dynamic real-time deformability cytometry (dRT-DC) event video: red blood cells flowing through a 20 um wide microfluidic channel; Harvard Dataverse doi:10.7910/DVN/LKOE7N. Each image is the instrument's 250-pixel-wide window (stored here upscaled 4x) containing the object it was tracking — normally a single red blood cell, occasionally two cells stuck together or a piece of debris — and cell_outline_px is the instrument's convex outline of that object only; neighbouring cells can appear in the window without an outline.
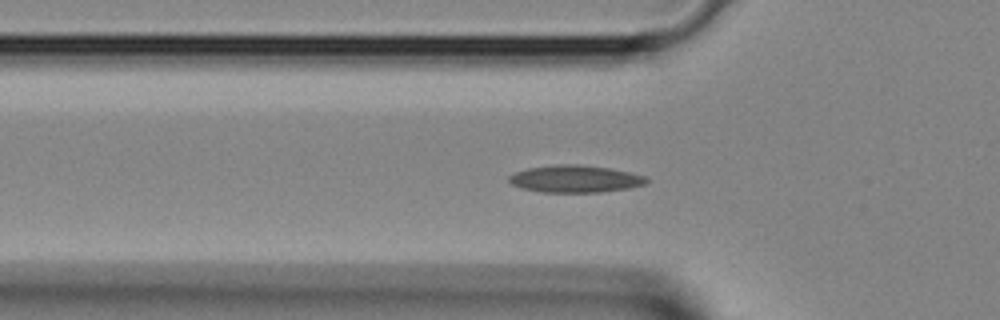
{"species": "Egyptian fruit bat (a non-hibernating species)", "species_latin": "Rousettus aegyptiacus", "temperature_condition": "room temperature", "stored_images_in_passage": 31, "camera_frame_rate_fps": 3000, "um_per_image_px": 0.085, "animal": {"sex": "female"}, "frame": {"image": 1, "passage_image": 3, "time_ms": 0.667, "image_size_px": [1000, 320], "cell_outline_px": [[648, 180], [644, 184], [628, 188], [600, 192], [540, 192], [520, 188], [512, 184], [508, 180], [508, 176], [516, 172], [528, 168], [556, 164], [580, 164], [612, 168], [648, 176]], "centroid_in_image_um": [48.89, 15.19], "position_along_channel_um": 76.9, "area_um2": 21.96}}
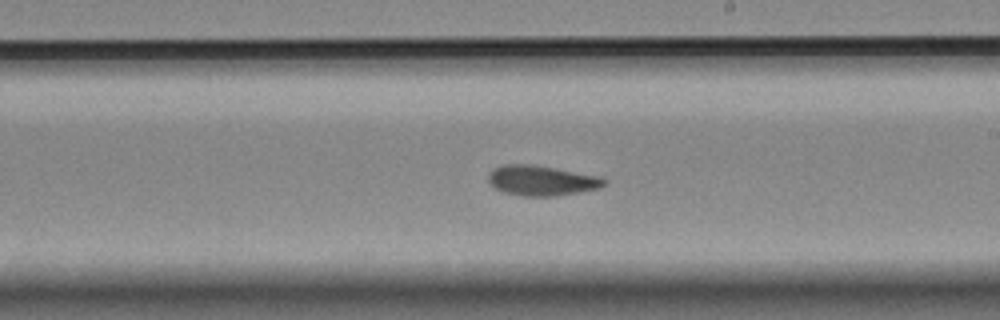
{"frame": {"image": 2, "passage_image": 13, "time_ms": 4.0, "image_size_px": [1000, 320], "cell_outline_px": [[608, 180], [600, 188], [556, 196], [524, 196], [504, 192], [496, 188], [488, 180], [488, 176], [492, 168], [504, 164], [532, 164], [600, 176]], "centroid_in_image_um": [46.04, 15.34], "position_along_channel_um": 243.0, "area_um2": 20.29}}
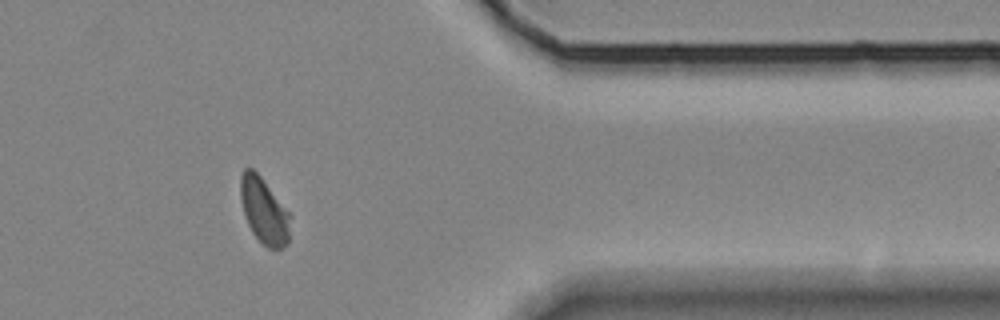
{"frame": {"image": 3, "passage_image": 23, "time_ms": 7.333, "image_size_px": [1000, 320], "cell_outline_px": [[292, 216], [288, 240], [280, 248], [268, 248], [252, 232], [248, 224], [244, 212], [240, 196], [240, 176], [244, 168], [252, 168], [260, 176]], "centroid_in_image_um": [22.44, 17.89], "position_along_channel_um": 389.0, "area_um2": 18.79}}